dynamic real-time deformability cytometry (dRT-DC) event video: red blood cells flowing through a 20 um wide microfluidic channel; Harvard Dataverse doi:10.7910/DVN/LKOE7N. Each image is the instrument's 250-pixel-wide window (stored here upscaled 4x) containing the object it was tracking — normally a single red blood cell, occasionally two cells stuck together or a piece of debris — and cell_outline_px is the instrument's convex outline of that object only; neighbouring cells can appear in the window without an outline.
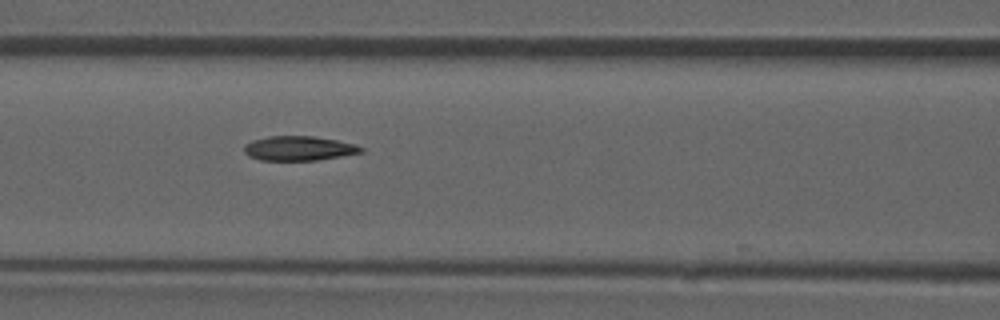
{"species": "common noctule bat (a hibernating species)", "species_latin": "Nyctalus noctula", "temperature_condition": "room temperature", "stored_images_in_passage": 33, "camera_frame_rate_fps": 3000, "um_per_image_px": 0.085, "animal": {"sex": "male", "forearm_length_mm": 52.5}, "frame": {"image": 1, "passage_image": 6, "time_ms": 1.667, "image_size_px": [1000, 320], "cell_outline_px": [[364, 152], [316, 160], [260, 160], [248, 156], [244, 152], [244, 144], [252, 140], [268, 136], [312, 136], [336, 140], [356, 144], [364, 148]], "centroid_in_image_um": [25.38, 12.6], "position_along_channel_um": 141.2, "area_um2": 16.7}}